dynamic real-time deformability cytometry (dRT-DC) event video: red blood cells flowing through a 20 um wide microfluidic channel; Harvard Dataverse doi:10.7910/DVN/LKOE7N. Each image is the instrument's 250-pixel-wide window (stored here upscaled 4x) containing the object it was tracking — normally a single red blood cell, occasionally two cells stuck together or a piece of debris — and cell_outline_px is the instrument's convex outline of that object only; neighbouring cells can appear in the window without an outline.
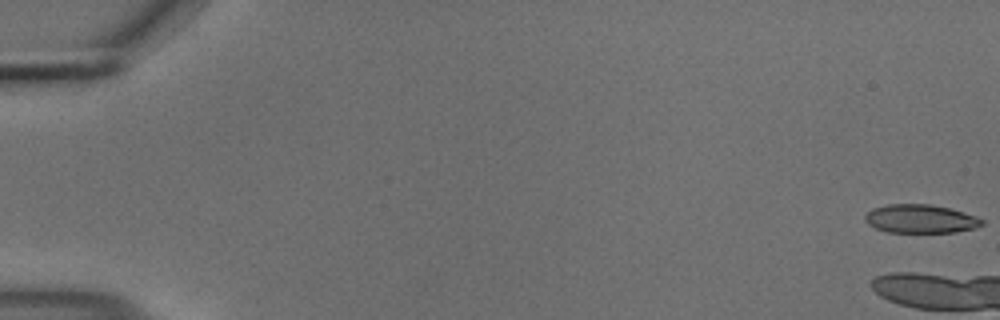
{"species": "common noctule bat (a hibernating species)", "species_latin": "Nyctalus noctula", "temperature_condition": "cold", "stored_images_in_passage": 11, "camera_frame_rate_fps": 3000, "um_per_image_px": 0.085, "animal": {"sex": "male", "body_mass_g": 18.8}, "frame": {"image": 1, "passage_image": 1, "time_ms": 0.0, "image_size_px": [1000, 320], "cell_outline_px": [[984, 224], [976, 228], [956, 232], [888, 232], [876, 228], [868, 224], [864, 220], [864, 216], [872, 208], [888, 204], [928, 204], [948, 208], [964, 212], [976, 216], [984, 220]], "centroid_in_image_um": [78.25, 18.6], "position_along_channel_um": 6.8, "area_um2": 19.48}}